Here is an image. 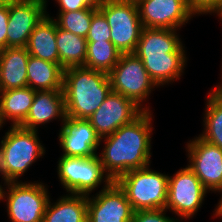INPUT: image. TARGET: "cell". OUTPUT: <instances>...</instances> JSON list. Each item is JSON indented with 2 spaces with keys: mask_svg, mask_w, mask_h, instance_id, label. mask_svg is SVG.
<instances>
[{
  "mask_svg": "<svg viewBox=\"0 0 222 222\" xmlns=\"http://www.w3.org/2000/svg\"><path fill=\"white\" fill-rule=\"evenodd\" d=\"M143 111L131 123L100 139L104 146L97 154L105 173L116 181L121 175L151 164L153 115Z\"/></svg>",
  "mask_w": 222,
  "mask_h": 222,
  "instance_id": "cell-1",
  "label": "cell"
},
{
  "mask_svg": "<svg viewBox=\"0 0 222 222\" xmlns=\"http://www.w3.org/2000/svg\"><path fill=\"white\" fill-rule=\"evenodd\" d=\"M112 91L108 73L86 68L63 70L66 116L89 119Z\"/></svg>",
  "mask_w": 222,
  "mask_h": 222,
  "instance_id": "cell-2",
  "label": "cell"
},
{
  "mask_svg": "<svg viewBox=\"0 0 222 222\" xmlns=\"http://www.w3.org/2000/svg\"><path fill=\"white\" fill-rule=\"evenodd\" d=\"M9 128L0 141L1 183L22 181L19 178L46 154L38 131L11 125Z\"/></svg>",
  "mask_w": 222,
  "mask_h": 222,
  "instance_id": "cell-3",
  "label": "cell"
},
{
  "mask_svg": "<svg viewBox=\"0 0 222 222\" xmlns=\"http://www.w3.org/2000/svg\"><path fill=\"white\" fill-rule=\"evenodd\" d=\"M168 174L152 170L150 166L131 170L115 182L125 192L136 211L164 209L167 204Z\"/></svg>",
  "mask_w": 222,
  "mask_h": 222,
  "instance_id": "cell-4",
  "label": "cell"
},
{
  "mask_svg": "<svg viewBox=\"0 0 222 222\" xmlns=\"http://www.w3.org/2000/svg\"><path fill=\"white\" fill-rule=\"evenodd\" d=\"M46 185L39 181L3 183L0 201H6L7 216L11 222H43L51 196Z\"/></svg>",
  "mask_w": 222,
  "mask_h": 222,
  "instance_id": "cell-5",
  "label": "cell"
},
{
  "mask_svg": "<svg viewBox=\"0 0 222 222\" xmlns=\"http://www.w3.org/2000/svg\"><path fill=\"white\" fill-rule=\"evenodd\" d=\"M58 179L66 193L90 195L99 186L106 189L113 181L105 173L98 155L64 156L57 161Z\"/></svg>",
  "mask_w": 222,
  "mask_h": 222,
  "instance_id": "cell-6",
  "label": "cell"
},
{
  "mask_svg": "<svg viewBox=\"0 0 222 222\" xmlns=\"http://www.w3.org/2000/svg\"><path fill=\"white\" fill-rule=\"evenodd\" d=\"M98 9L111 27V42L121 54L136 51L143 29L138 7L131 0H99Z\"/></svg>",
  "mask_w": 222,
  "mask_h": 222,
  "instance_id": "cell-7",
  "label": "cell"
},
{
  "mask_svg": "<svg viewBox=\"0 0 222 222\" xmlns=\"http://www.w3.org/2000/svg\"><path fill=\"white\" fill-rule=\"evenodd\" d=\"M108 76L112 91L132 100L143 111H151L150 107L143 103L151 92L159 87L150 78L142 60L136 54H122Z\"/></svg>",
  "mask_w": 222,
  "mask_h": 222,
  "instance_id": "cell-8",
  "label": "cell"
},
{
  "mask_svg": "<svg viewBox=\"0 0 222 222\" xmlns=\"http://www.w3.org/2000/svg\"><path fill=\"white\" fill-rule=\"evenodd\" d=\"M210 193L187 165L168 177L166 209L182 220H190L198 213Z\"/></svg>",
  "mask_w": 222,
  "mask_h": 222,
  "instance_id": "cell-9",
  "label": "cell"
},
{
  "mask_svg": "<svg viewBox=\"0 0 222 222\" xmlns=\"http://www.w3.org/2000/svg\"><path fill=\"white\" fill-rule=\"evenodd\" d=\"M189 168L210 192L222 195V149L199 135L185 146Z\"/></svg>",
  "mask_w": 222,
  "mask_h": 222,
  "instance_id": "cell-10",
  "label": "cell"
},
{
  "mask_svg": "<svg viewBox=\"0 0 222 222\" xmlns=\"http://www.w3.org/2000/svg\"><path fill=\"white\" fill-rule=\"evenodd\" d=\"M143 27L180 30L195 15L188 0H136Z\"/></svg>",
  "mask_w": 222,
  "mask_h": 222,
  "instance_id": "cell-11",
  "label": "cell"
},
{
  "mask_svg": "<svg viewBox=\"0 0 222 222\" xmlns=\"http://www.w3.org/2000/svg\"><path fill=\"white\" fill-rule=\"evenodd\" d=\"M94 195H87V222L132 221L134 210L115 181Z\"/></svg>",
  "mask_w": 222,
  "mask_h": 222,
  "instance_id": "cell-12",
  "label": "cell"
},
{
  "mask_svg": "<svg viewBox=\"0 0 222 222\" xmlns=\"http://www.w3.org/2000/svg\"><path fill=\"white\" fill-rule=\"evenodd\" d=\"M143 110L132 100L111 91L100 107L88 119L100 138L116 132L131 123Z\"/></svg>",
  "mask_w": 222,
  "mask_h": 222,
  "instance_id": "cell-13",
  "label": "cell"
},
{
  "mask_svg": "<svg viewBox=\"0 0 222 222\" xmlns=\"http://www.w3.org/2000/svg\"><path fill=\"white\" fill-rule=\"evenodd\" d=\"M46 14L45 0H9L7 47H26L30 34Z\"/></svg>",
  "mask_w": 222,
  "mask_h": 222,
  "instance_id": "cell-14",
  "label": "cell"
},
{
  "mask_svg": "<svg viewBox=\"0 0 222 222\" xmlns=\"http://www.w3.org/2000/svg\"><path fill=\"white\" fill-rule=\"evenodd\" d=\"M100 139L88 119L67 117L58 134L64 156H95L102 145Z\"/></svg>",
  "mask_w": 222,
  "mask_h": 222,
  "instance_id": "cell-15",
  "label": "cell"
},
{
  "mask_svg": "<svg viewBox=\"0 0 222 222\" xmlns=\"http://www.w3.org/2000/svg\"><path fill=\"white\" fill-rule=\"evenodd\" d=\"M65 97L63 90L36 91L26 119L19 125L22 128L38 131L39 126L59 120H66Z\"/></svg>",
  "mask_w": 222,
  "mask_h": 222,
  "instance_id": "cell-16",
  "label": "cell"
},
{
  "mask_svg": "<svg viewBox=\"0 0 222 222\" xmlns=\"http://www.w3.org/2000/svg\"><path fill=\"white\" fill-rule=\"evenodd\" d=\"M179 30L143 27L134 54L139 58L168 57V53H186Z\"/></svg>",
  "mask_w": 222,
  "mask_h": 222,
  "instance_id": "cell-17",
  "label": "cell"
},
{
  "mask_svg": "<svg viewBox=\"0 0 222 222\" xmlns=\"http://www.w3.org/2000/svg\"><path fill=\"white\" fill-rule=\"evenodd\" d=\"M26 47H7L0 51V91L27 86Z\"/></svg>",
  "mask_w": 222,
  "mask_h": 222,
  "instance_id": "cell-18",
  "label": "cell"
},
{
  "mask_svg": "<svg viewBox=\"0 0 222 222\" xmlns=\"http://www.w3.org/2000/svg\"><path fill=\"white\" fill-rule=\"evenodd\" d=\"M36 90L29 86L0 91V129L6 121L19 126L27 117Z\"/></svg>",
  "mask_w": 222,
  "mask_h": 222,
  "instance_id": "cell-19",
  "label": "cell"
},
{
  "mask_svg": "<svg viewBox=\"0 0 222 222\" xmlns=\"http://www.w3.org/2000/svg\"><path fill=\"white\" fill-rule=\"evenodd\" d=\"M26 49L29 55L53 63H59L56 43V22L48 12L30 34Z\"/></svg>",
  "mask_w": 222,
  "mask_h": 222,
  "instance_id": "cell-20",
  "label": "cell"
},
{
  "mask_svg": "<svg viewBox=\"0 0 222 222\" xmlns=\"http://www.w3.org/2000/svg\"><path fill=\"white\" fill-rule=\"evenodd\" d=\"M43 222H87V195H61L56 202L49 199Z\"/></svg>",
  "mask_w": 222,
  "mask_h": 222,
  "instance_id": "cell-21",
  "label": "cell"
},
{
  "mask_svg": "<svg viewBox=\"0 0 222 222\" xmlns=\"http://www.w3.org/2000/svg\"><path fill=\"white\" fill-rule=\"evenodd\" d=\"M63 70L59 63L29 55L27 86L36 91L63 90Z\"/></svg>",
  "mask_w": 222,
  "mask_h": 222,
  "instance_id": "cell-22",
  "label": "cell"
},
{
  "mask_svg": "<svg viewBox=\"0 0 222 222\" xmlns=\"http://www.w3.org/2000/svg\"><path fill=\"white\" fill-rule=\"evenodd\" d=\"M187 53H168V57L140 58L150 78L160 88L180 80L187 66Z\"/></svg>",
  "mask_w": 222,
  "mask_h": 222,
  "instance_id": "cell-23",
  "label": "cell"
},
{
  "mask_svg": "<svg viewBox=\"0 0 222 222\" xmlns=\"http://www.w3.org/2000/svg\"><path fill=\"white\" fill-rule=\"evenodd\" d=\"M56 43L59 53V64L63 69L84 66L87 54V40L56 24Z\"/></svg>",
  "mask_w": 222,
  "mask_h": 222,
  "instance_id": "cell-24",
  "label": "cell"
},
{
  "mask_svg": "<svg viewBox=\"0 0 222 222\" xmlns=\"http://www.w3.org/2000/svg\"><path fill=\"white\" fill-rule=\"evenodd\" d=\"M203 132L199 136L222 149V87H215L206 98Z\"/></svg>",
  "mask_w": 222,
  "mask_h": 222,
  "instance_id": "cell-25",
  "label": "cell"
},
{
  "mask_svg": "<svg viewBox=\"0 0 222 222\" xmlns=\"http://www.w3.org/2000/svg\"><path fill=\"white\" fill-rule=\"evenodd\" d=\"M121 55L111 41L87 42L84 67L109 73L118 63Z\"/></svg>",
  "mask_w": 222,
  "mask_h": 222,
  "instance_id": "cell-26",
  "label": "cell"
},
{
  "mask_svg": "<svg viewBox=\"0 0 222 222\" xmlns=\"http://www.w3.org/2000/svg\"><path fill=\"white\" fill-rule=\"evenodd\" d=\"M97 10L98 8H85L77 11H57V17L52 18L59 28L86 38L93 14Z\"/></svg>",
  "mask_w": 222,
  "mask_h": 222,
  "instance_id": "cell-27",
  "label": "cell"
},
{
  "mask_svg": "<svg viewBox=\"0 0 222 222\" xmlns=\"http://www.w3.org/2000/svg\"><path fill=\"white\" fill-rule=\"evenodd\" d=\"M86 40L87 42L111 41V27L99 9L93 14Z\"/></svg>",
  "mask_w": 222,
  "mask_h": 222,
  "instance_id": "cell-28",
  "label": "cell"
},
{
  "mask_svg": "<svg viewBox=\"0 0 222 222\" xmlns=\"http://www.w3.org/2000/svg\"><path fill=\"white\" fill-rule=\"evenodd\" d=\"M166 212V208L136 211L131 222H181L177 217H169Z\"/></svg>",
  "mask_w": 222,
  "mask_h": 222,
  "instance_id": "cell-29",
  "label": "cell"
},
{
  "mask_svg": "<svg viewBox=\"0 0 222 222\" xmlns=\"http://www.w3.org/2000/svg\"><path fill=\"white\" fill-rule=\"evenodd\" d=\"M190 11L199 16L200 14H216L222 10V0H188Z\"/></svg>",
  "mask_w": 222,
  "mask_h": 222,
  "instance_id": "cell-30",
  "label": "cell"
},
{
  "mask_svg": "<svg viewBox=\"0 0 222 222\" xmlns=\"http://www.w3.org/2000/svg\"><path fill=\"white\" fill-rule=\"evenodd\" d=\"M99 0H55L58 11H77L85 8H98Z\"/></svg>",
  "mask_w": 222,
  "mask_h": 222,
  "instance_id": "cell-31",
  "label": "cell"
},
{
  "mask_svg": "<svg viewBox=\"0 0 222 222\" xmlns=\"http://www.w3.org/2000/svg\"><path fill=\"white\" fill-rule=\"evenodd\" d=\"M9 0L0 5V51L7 48Z\"/></svg>",
  "mask_w": 222,
  "mask_h": 222,
  "instance_id": "cell-32",
  "label": "cell"
},
{
  "mask_svg": "<svg viewBox=\"0 0 222 222\" xmlns=\"http://www.w3.org/2000/svg\"><path fill=\"white\" fill-rule=\"evenodd\" d=\"M213 212L214 217L216 216L215 218H222V195Z\"/></svg>",
  "mask_w": 222,
  "mask_h": 222,
  "instance_id": "cell-33",
  "label": "cell"
},
{
  "mask_svg": "<svg viewBox=\"0 0 222 222\" xmlns=\"http://www.w3.org/2000/svg\"><path fill=\"white\" fill-rule=\"evenodd\" d=\"M217 16L222 21V10L220 11V13Z\"/></svg>",
  "mask_w": 222,
  "mask_h": 222,
  "instance_id": "cell-34",
  "label": "cell"
},
{
  "mask_svg": "<svg viewBox=\"0 0 222 222\" xmlns=\"http://www.w3.org/2000/svg\"><path fill=\"white\" fill-rule=\"evenodd\" d=\"M222 67V66H221ZM221 77H222V75H221ZM222 79V78H221ZM215 87H222V81L220 82V84L219 85H215Z\"/></svg>",
  "mask_w": 222,
  "mask_h": 222,
  "instance_id": "cell-35",
  "label": "cell"
},
{
  "mask_svg": "<svg viewBox=\"0 0 222 222\" xmlns=\"http://www.w3.org/2000/svg\"><path fill=\"white\" fill-rule=\"evenodd\" d=\"M6 0H0V5H2Z\"/></svg>",
  "mask_w": 222,
  "mask_h": 222,
  "instance_id": "cell-36",
  "label": "cell"
}]
</instances>
